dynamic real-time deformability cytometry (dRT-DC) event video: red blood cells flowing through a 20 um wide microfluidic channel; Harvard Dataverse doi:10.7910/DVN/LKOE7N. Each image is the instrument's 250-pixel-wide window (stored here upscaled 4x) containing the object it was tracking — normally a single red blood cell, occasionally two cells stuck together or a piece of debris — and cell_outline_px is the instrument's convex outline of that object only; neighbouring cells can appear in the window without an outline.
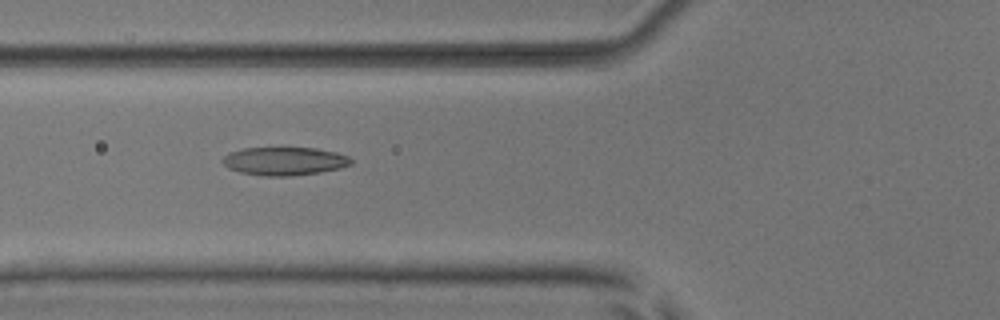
{"species": "common noctule bat (a hibernating species)", "species_latin": "Nyctalus noctula", "temperature_condition": "room temperature", "stored_images_in_passage": 7, "camera_frame_rate_fps": 3000, "um_per_image_px": 0.085, "animal": {"sex": "male", "body_mass_g": 17.9, "forearm_length_mm": 54.2}, "frame": {"image": 1, "passage_image": 5, "time_ms": 4.667, "image_size_px": [1000, 320], "cell_outline_px": [[352, 164], [340, 168], [320, 172], [288, 176], [264, 176], [240, 172], [228, 168], [220, 160], [228, 152], [244, 148], [316, 148], [336, 152], [348, 156], [352, 160]], "centroid_in_image_um": [24.16, 13.69], "position_along_channel_um": 101.6, "area_um2": 21.15}}
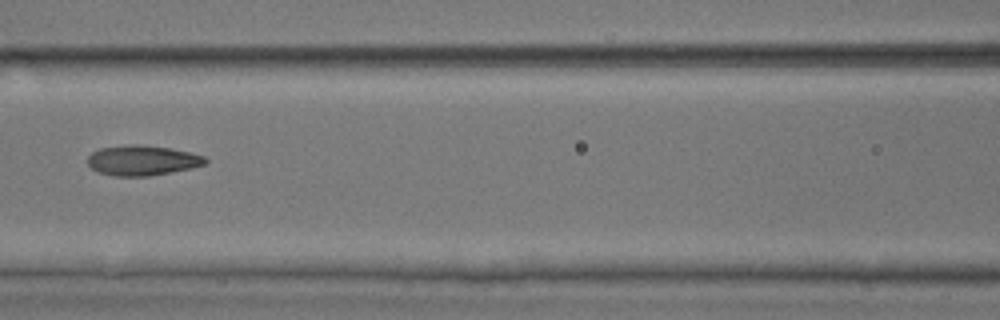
{"frame": {"image": 2, "passage_image": 6, "time_ms": 6.0, "image_size_px": [1000, 320], "cell_outline_px": [[208, 160], [204, 164], [192, 168], [172, 172], [148, 176], [112, 176], [96, 172], [88, 164], [88, 156], [92, 152], [100, 148], [132, 144], [136, 144], [172, 148], [204, 156]], "centroid_in_image_um": [12.08, 13.64], "position_along_channel_um": 154.5, "area_um2": 20.69}}
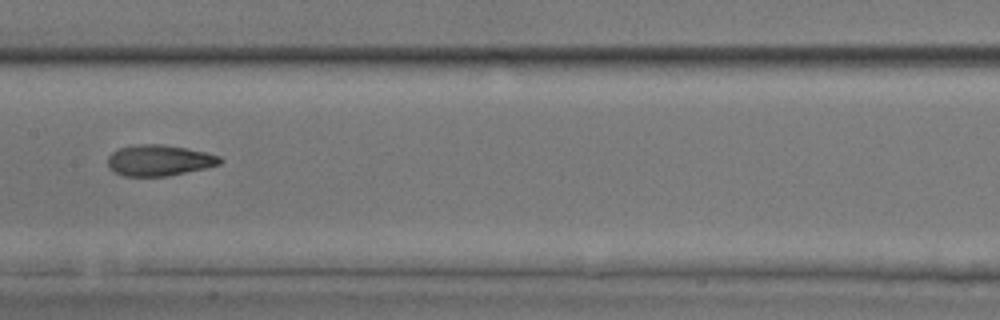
{"frame": {"image": 3, "passage_image": 7, "time_ms": 7.0, "image_size_px": [1000, 320], "cell_outline_px": [[224, 160], [220, 164], [204, 168], [168, 176], [124, 176], [108, 168], [108, 156], [112, 152], [120, 148], [136, 144], [164, 144], [204, 152], [220, 156]], "centroid_in_image_um": [13.52, 13.63], "position_along_channel_um": 193.9, "area_um2": 20.17}}